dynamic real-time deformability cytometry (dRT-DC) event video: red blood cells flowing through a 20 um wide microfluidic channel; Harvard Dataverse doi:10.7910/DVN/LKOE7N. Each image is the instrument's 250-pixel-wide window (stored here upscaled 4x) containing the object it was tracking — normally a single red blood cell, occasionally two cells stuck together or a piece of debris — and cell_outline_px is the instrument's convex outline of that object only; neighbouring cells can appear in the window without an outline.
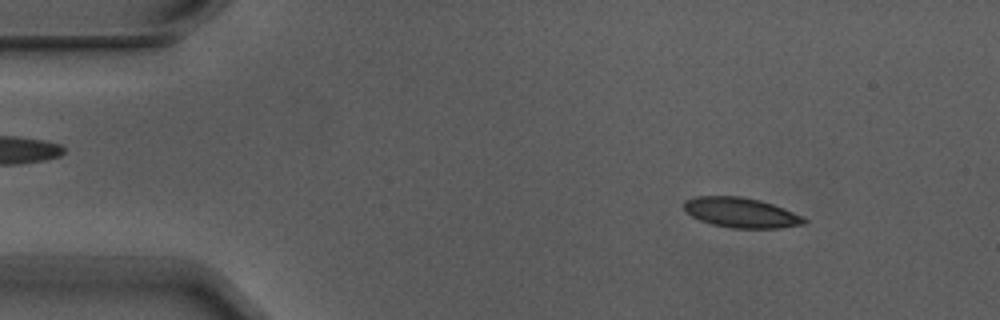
{"species": "Egyptian fruit bat (a non-hibernating species)", "species_latin": "Rousettus aegyptiacus", "temperature_condition": "warm", "stored_images_in_passage": 3, "camera_frame_rate_fps": 3000, "um_per_image_px": 0.085, "animal": {"sex": "male"}, "frame": {"image": 1, "passage_image": 2, "time_ms": 0.333, "image_size_px": [1000, 320], "cell_outline_px": [[808, 220], [804, 224], [780, 228], [732, 228], [712, 224], [700, 220], [684, 212], [684, 200], [696, 196], [740, 196], [760, 200], [784, 208]], "centroid_in_image_um": [62.95, 18.07], "position_along_channel_um": 22.1, "area_um2": 20.98}}